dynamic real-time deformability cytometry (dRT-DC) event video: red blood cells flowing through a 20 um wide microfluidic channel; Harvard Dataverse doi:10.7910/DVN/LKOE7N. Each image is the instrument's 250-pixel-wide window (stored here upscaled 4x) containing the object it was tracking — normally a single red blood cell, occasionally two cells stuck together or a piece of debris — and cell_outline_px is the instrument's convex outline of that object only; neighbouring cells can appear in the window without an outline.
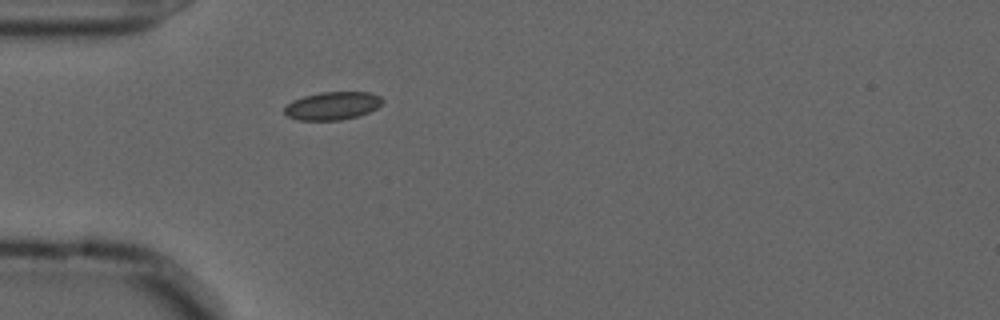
{"species": "common noctule bat (a hibernating species)", "species_latin": "Nyctalus noctula", "temperature_condition": "cold", "stored_images_in_passage": 16, "camera_frame_rate_fps": 3000, "um_per_image_px": 0.085, "animal": {"sex": "male", "forearm_length_mm": 52.5}, "frame": {"image": 1, "passage_image": 1, "time_ms": 0.0, "image_size_px": [1000, 320], "cell_outline_px": [[384, 100], [376, 108], [360, 116], [340, 120], [300, 120], [288, 116], [284, 112], [284, 108], [292, 100], [304, 96], [320, 92], [368, 92], [380, 96]], "centroid_in_image_um": [28.26, 8.99], "position_along_channel_um": 56.7, "area_um2": 15.95}}
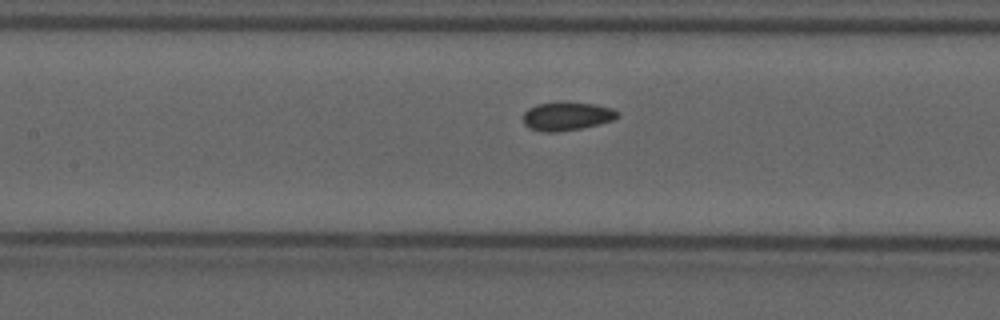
{"frame": {"image": 2, "passage_image": 10, "time_ms": 3.0, "image_size_px": [1000, 320], "cell_outline_px": [[620, 116], [612, 120], [580, 128], [560, 132], [540, 132], [528, 128], [524, 124], [524, 112], [528, 108], [536, 104], [596, 104], [612, 108], [620, 112]], "centroid_in_image_um": [48.17, 9.91], "position_along_channel_um": 159.2, "area_um2": 15.26}}
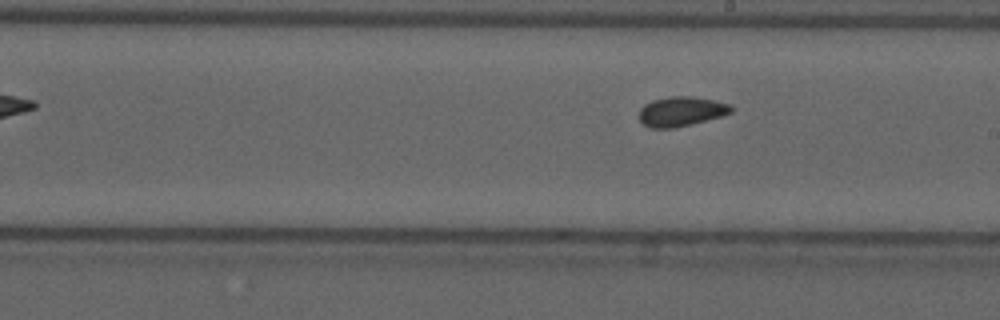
{"frame": {"image": 3, "passage_image": 16, "time_ms": 5.0, "image_size_px": [1000, 320], "cell_outline_px": [[732, 112], [720, 116], [692, 124], [672, 128], [648, 128], [640, 120], [640, 108], [644, 104], [652, 100], [672, 96], [692, 96], [712, 100], [728, 104], [732, 108]], "centroid_in_image_um": [57.86, 9.47], "position_along_channel_um": 231.1, "area_um2": 15.72}}